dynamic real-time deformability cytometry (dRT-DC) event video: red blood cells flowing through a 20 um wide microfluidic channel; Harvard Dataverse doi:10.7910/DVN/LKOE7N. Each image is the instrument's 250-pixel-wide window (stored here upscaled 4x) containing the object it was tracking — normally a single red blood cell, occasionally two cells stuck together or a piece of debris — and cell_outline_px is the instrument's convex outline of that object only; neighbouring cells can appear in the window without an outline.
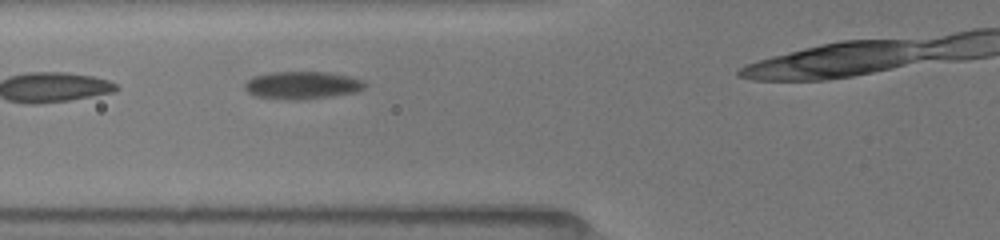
{"species": "common noctule bat (a hibernating species)", "species_latin": "Nyctalus noctula", "temperature_condition": "room temperature", "stored_images_in_passage": 9, "camera_frame_rate_fps": 3000, "um_per_image_px": 0.085, "animal": {"sex": "female", "body_mass_g": 19.5, "forearm_length_mm": 54.1}, "frame": {"image": 1, "passage_image": 8, "time_ms": 3.0, "image_size_px": [1000, 240], "cell_outline_px": [[364, 88], [356, 92], [332, 96], [300, 100], [292, 100], [256, 96], [248, 92], [244, 88], [244, 84], [252, 76], [268, 72], [324, 72], [348, 76], [364, 80]], "centroid_in_image_um": [25.66, 7.24], "position_along_channel_um": 100.1, "area_um2": 19.31}}